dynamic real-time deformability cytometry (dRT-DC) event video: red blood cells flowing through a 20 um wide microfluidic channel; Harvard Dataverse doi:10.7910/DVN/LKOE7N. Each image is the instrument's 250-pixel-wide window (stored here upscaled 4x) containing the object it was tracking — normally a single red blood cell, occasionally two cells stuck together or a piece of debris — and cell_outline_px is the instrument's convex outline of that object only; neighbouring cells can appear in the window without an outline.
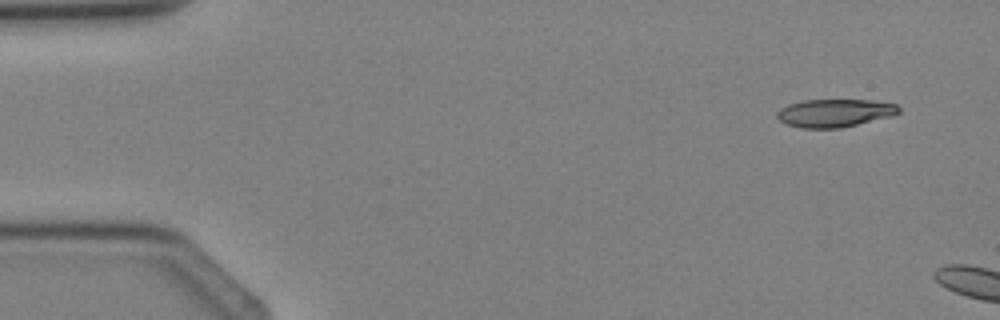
{"species": "Egyptian fruit bat (a non-hibernating species)", "species_latin": "Rousettus aegyptiacus", "temperature_condition": "cold", "stored_images_in_passage": 2, "camera_frame_rate_fps": 3000, "um_per_image_px": 0.085, "animal": {"sex": "female"}, "frame": {"image": 1, "passage_image": 1, "time_ms": 0.0, "image_size_px": [1000, 320], "cell_outline_px": [[900, 112], [892, 116], [840, 128], [804, 128], [788, 124], [780, 120], [776, 116], [776, 112], [780, 108], [788, 104], [800, 100], [872, 100], [896, 104], [900, 108]], "centroid_in_image_um": [70.94, 9.59], "position_along_channel_um": 14.1, "area_um2": 19.83}}